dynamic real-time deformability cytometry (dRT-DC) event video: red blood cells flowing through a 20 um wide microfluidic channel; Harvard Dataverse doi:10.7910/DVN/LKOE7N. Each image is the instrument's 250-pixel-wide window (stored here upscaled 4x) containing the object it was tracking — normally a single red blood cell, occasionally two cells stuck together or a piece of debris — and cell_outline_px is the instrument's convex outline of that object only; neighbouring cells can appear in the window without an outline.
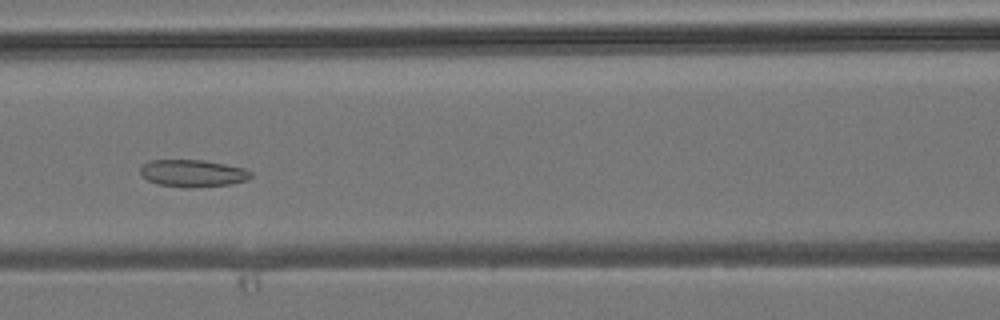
{"species": "common noctule bat (a hibernating species)", "species_latin": "Nyctalus noctula", "temperature_condition": "room temperature", "stored_images_in_passage": 47, "segment_of_instrument_passage": [1, 2], "camera_frame_rate_fps": 3000, "um_per_image_px": 0.085, "animal": {"sex": "male", "body_mass_g": 19.2, "forearm_length_mm": 51.8}, "frame": {"image": 1, "passage_image": 20, "time_ms": 6.333, "image_size_px": [1000, 320], "cell_outline_px": [[252, 176], [244, 180], [232, 184], [184, 188], [160, 184], [148, 180], [140, 176], [140, 168], [148, 160], [204, 160], [244, 168], [252, 172]], "centroid_in_image_um": [16.36, 14.72], "position_along_channel_um": 150.2, "area_um2": 17.46}}
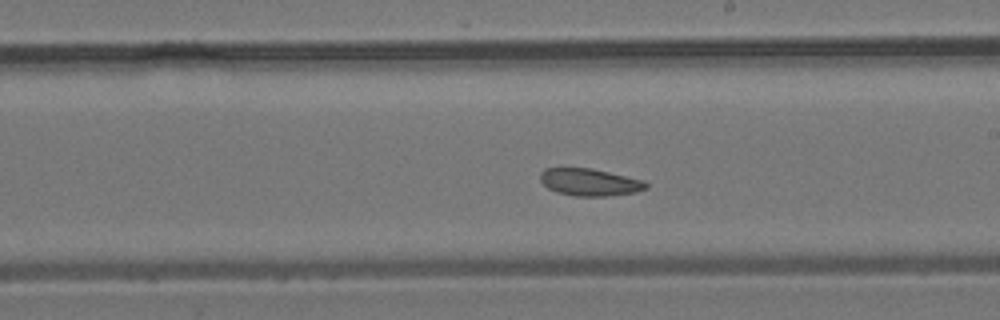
{"frame": {"image": 2, "passage_image": 26, "time_ms": 8.333, "image_size_px": [1000, 320], "cell_outline_px": [[648, 188], [636, 192], [608, 196], [576, 196], [556, 192], [548, 188], [540, 180], [540, 172], [544, 168], [592, 168], [644, 180], [648, 184]], "centroid_in_image_um": [50.13, 15.48], "position_along_channel_um": 238.9, "area_um2": 16.88}}
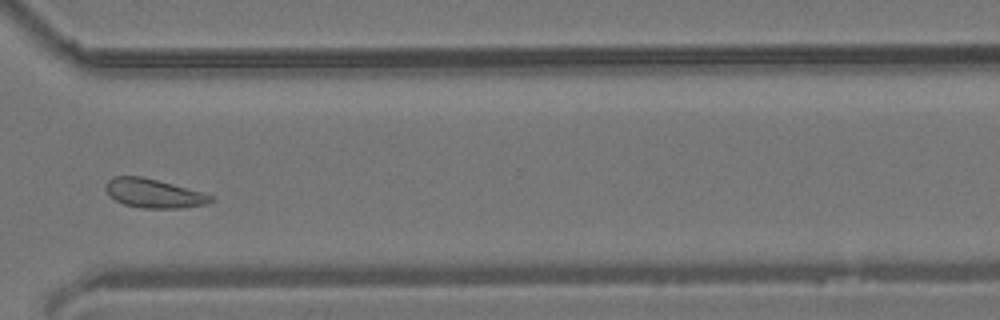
{"frame": {"image": 3, "passage_image": 34, "time_ms": 11.0, "image_size_px": [1000, 320], "cell_outline_px": [[212, 200], [204, 204], [180, 208], [140, 208], [124, 204], [108, 196], [104, 188], [104, 184], [112, 176], [140, 176], [204, 192], [212, 196]], "centroid_in_image_um": [12.99, 16.43], "position_along_channel_um": 357.6, "area_um2": 17.69}}